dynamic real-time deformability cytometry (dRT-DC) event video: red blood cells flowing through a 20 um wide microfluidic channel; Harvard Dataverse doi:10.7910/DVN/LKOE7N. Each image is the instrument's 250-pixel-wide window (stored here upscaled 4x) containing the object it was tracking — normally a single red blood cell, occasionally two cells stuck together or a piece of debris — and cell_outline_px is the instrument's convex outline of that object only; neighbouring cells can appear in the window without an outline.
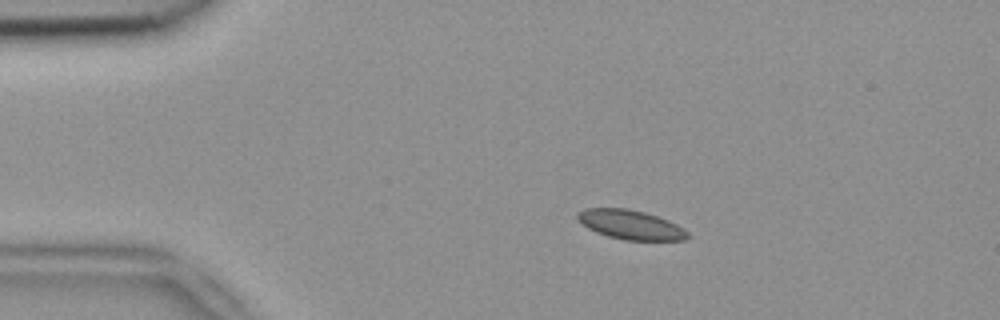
{"species": "common noctule bat (a hibernating species)", "species_latin": "Nyctalus noctula", "temperature_condition": "room temperature", "stored_images_in_passage": 3, "camera_frame_rate_fps": 3000, "um_per_image_px": 0.085, "animal": {"sex": "female", "body_mass_g": 18.4}, "frame": {"image": 1, "passage_image": 2, "time_ms": 0.333, "image_size_px": [1000, 320], "cell_outline_px": [[688, 236], [684, 240], [624, 240], [608, 236], [596, 232], [588, 228], [576, 216], [576, 212], [584, 208], [628, 208], [644, 212], [668, 220], [684, 228], [688, 232]], "centroid_in_image_um": [53.59, 19.09], "position_along_channel_um": 31.4, "area_um2": 18.73}}